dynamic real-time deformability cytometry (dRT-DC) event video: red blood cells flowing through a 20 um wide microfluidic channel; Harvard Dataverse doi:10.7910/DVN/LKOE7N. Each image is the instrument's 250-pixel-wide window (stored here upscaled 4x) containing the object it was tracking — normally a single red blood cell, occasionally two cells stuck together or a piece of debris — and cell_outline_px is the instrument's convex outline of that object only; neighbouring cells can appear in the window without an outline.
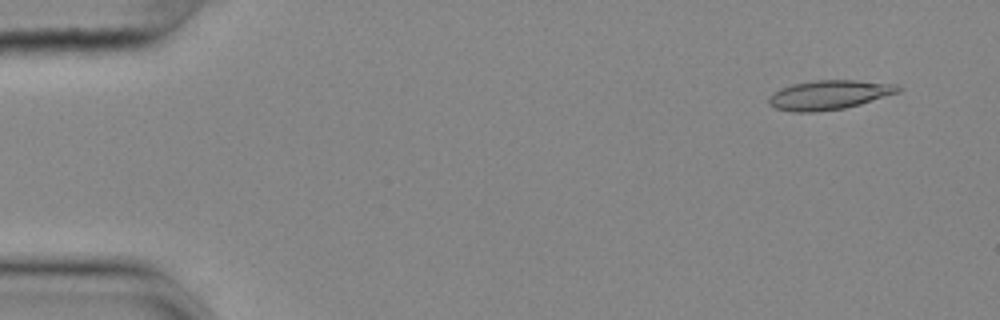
{"species": "common noctule bat (a hibernating species)", "species_latin": "Nyctalus noctula", "temperature_condition": "cold", "stored_images_in_passage": 56, "camera_frame_rate_fps": 3000, "um_per_image_px": 0.085, "animal": {"sex": "female", "body_mass_g": 25.1}, "frame": {"image": 1, "passage_image": 4, "time_ms": 1.0, "image_size_px": [1000, 320], "cell_outline_px": [[904, 88], [900, 92], [860, 104], [844, 108], [816, 112], [792, 112], [776, 108], [768, 104], [768, 96], [780, 88], [792, 84], [816, 80], [856, 80], [896, 84]], "centroid_in_image_um": [70.48, 8.06], "position_along_channel_um": 14.5, "area_um2": 22.25}}
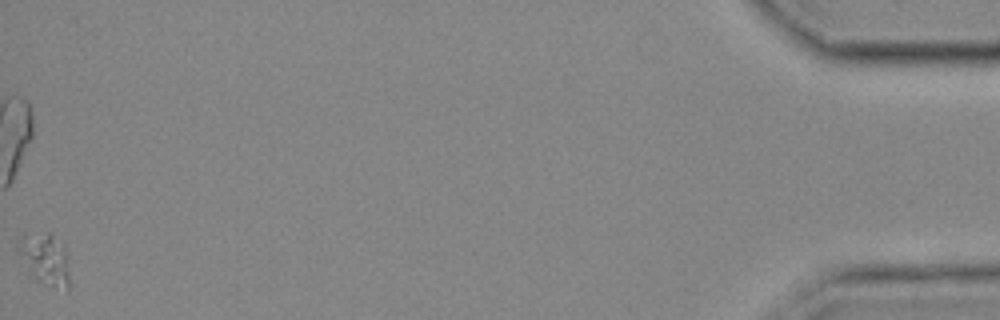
{"frame": {"image": 2, "passage_image": 56, "time_ms": 18.333, "image_size_px": [1000, 320], "cell_outline_px": [[68, 288], [44, 284], [36, 280], [16, 244], [20, 236], [24, 232], [48, 232], [64, 244], [68, 276]], "centroid_in_image_um": [3.81, 21.91], "position_along_channel_um": 431.4, "area_um2": 14.8}}